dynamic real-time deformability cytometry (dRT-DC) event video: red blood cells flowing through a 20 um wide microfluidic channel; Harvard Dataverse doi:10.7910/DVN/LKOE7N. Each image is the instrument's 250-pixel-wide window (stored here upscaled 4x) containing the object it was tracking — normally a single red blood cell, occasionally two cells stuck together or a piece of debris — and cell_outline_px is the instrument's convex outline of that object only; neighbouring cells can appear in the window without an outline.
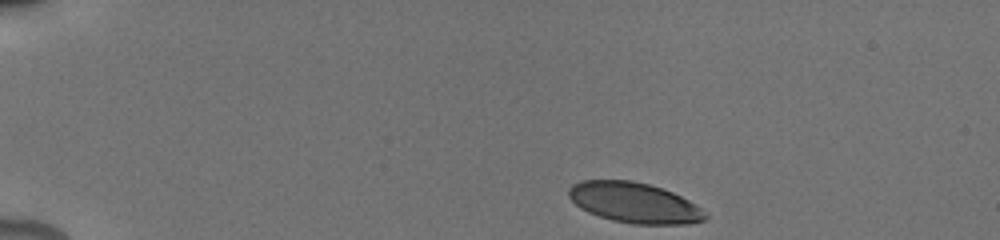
{"species": "human", "species_latin": "Homo sapiens", "temperature_condition": "cold", "stored_images_in_passage": 36, "camera_frame_rate_fps": 3000, "um_per_image_px": 0.085, "donor": {"sex": "male"}, "frame": {"image": 1, "passage_image": 1, "time_ms": 0.0, "image_size_px": [1000, 240], "cell_outline_px": [[708, 216], [704, 220], [688, 224], [632, 224], [612, 220], [588, 212], [580, 208], [568, 196], [568, 188], [572, 184], [584, 180], [632, 180], [648, 184], [672, 192], [696, 204]], "centroid_in_image_um": [53.9, 17.23], "position_along_channel_um": 31.1, "area_um2": 32.02}}
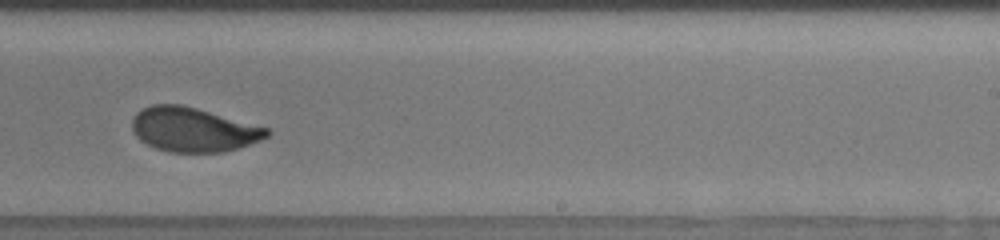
{"frame": {"image": 2, "passage_image": 23, "time_ms": 8.667, "image_size_px": [1000, 240], "cell_outline_px": [[272, 132], [268, 136], [260, 140], [224, 152], [168, 152], [156, 148], [140, 140], [136, 136], [132, 128], [132, 120], [136, 112], [140, 108], [152, 104], [180, 104], [196, 108], [268, 128]], "centroid_in_image_um": [16.39, 11.01], "position_along_channel_um": 272.6, "area_um2": 34.62}}
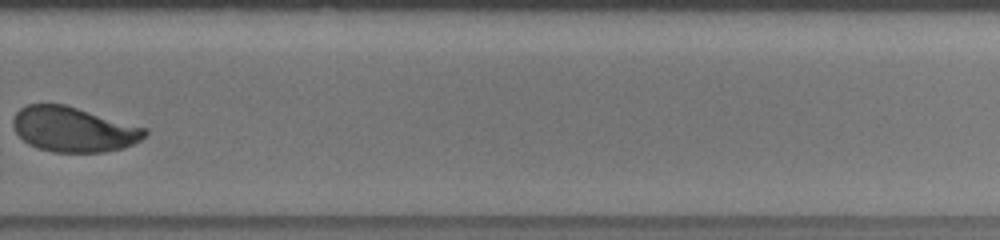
{"frame": {"image": 3, "passage_image": 26, "time_ms": 10.0, "image_size_px": [1000, 240], "cell_outline_px": [[148, 132], [140, 140], [124, 148], [104, 152], [52, 152], [28, 144], [16, 132], [12, 124], [12, 120], [16, 112], [20, 108], [28, 104], [64, 104], [148, 128]], "centroid_in_image_um": [6.25, 10.99], "position_along_channel_um": 323.5, "area_um2": 34.51}, "authors_computed_cell_mechanics": {"area_um2": 34.7956, "velocity_mm_per_s": 3.829, "shape_relaxation_time_tau1_ms": 3.241, "shape_relaxation_time_tau2_ms": null, "deformation_change_tau1": 0.1282, "deformation_change_tau2": null}}